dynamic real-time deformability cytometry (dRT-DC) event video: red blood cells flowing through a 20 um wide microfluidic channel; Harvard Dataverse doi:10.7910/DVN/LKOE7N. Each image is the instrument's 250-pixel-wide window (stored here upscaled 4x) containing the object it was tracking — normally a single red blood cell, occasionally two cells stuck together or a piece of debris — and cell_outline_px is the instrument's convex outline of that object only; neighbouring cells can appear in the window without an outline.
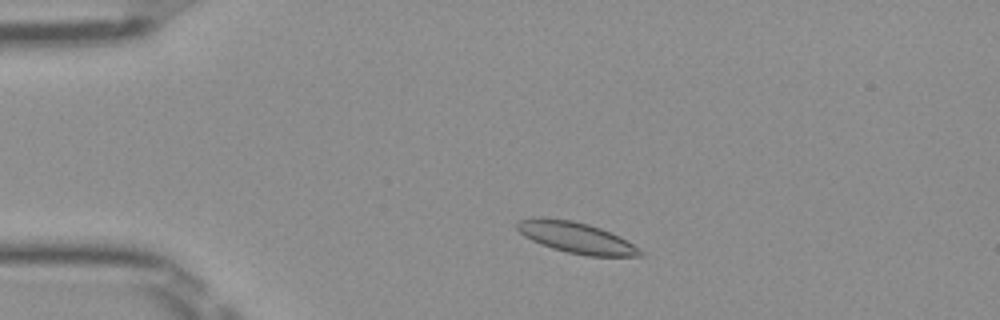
{"species": "Egyptian fruit bat (a non-hibernating species)", "species_latin": "Rousettus aegyptiacus", "temperature_condition": "room temperature", "stored_images_in_passage": 47, "camera_frame_rate_fps": 3000, "um_per_image_px": 0.085, "frame": {"image": 1, "passage_image": 7, "time_ms": 2.0, "image_size_px": [1000, 320], "cell_outline_px": [[644, 256], [588, 256], [568, 252], [552, 248], [540, 244], [524, 236], [516, 228], [516, 224], [520, 220], [540, 216], [572, 220], [588, 224], [600, 228], [620, 236], [644, 252]], "centroid_in_image_um": [48.96, 20.19], "position_along_channel_um": 36.0, "area_um2": 22.25}}
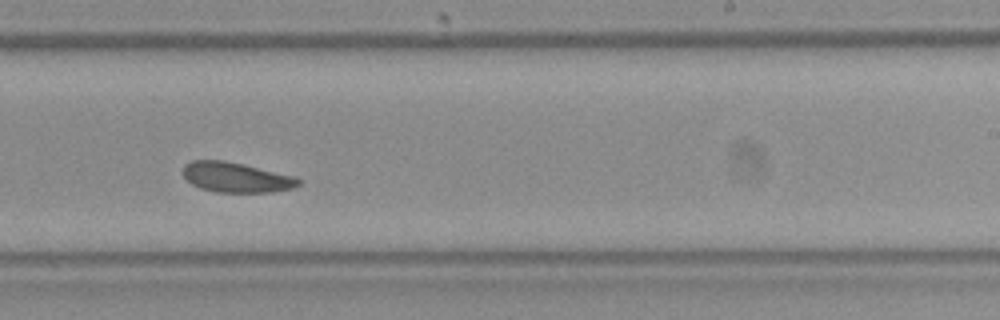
{"frame": {"image": 2, "passage_image": 28, "time_ms": 9.0, "image_size_px": [1000, 320], "cell_outline_px": [[300, 184], [292, 188], [272, 192], [216, 192], [200, 188], [192, 184], [184, 176], [184, 164], [192, 160], [224, 160], [244, 164], [296, 176], [300, 180]], "centroid_in_image_um": [20.09, 15.07], "position_along_channel_um": 268.9, "area_um2": 20.23}}
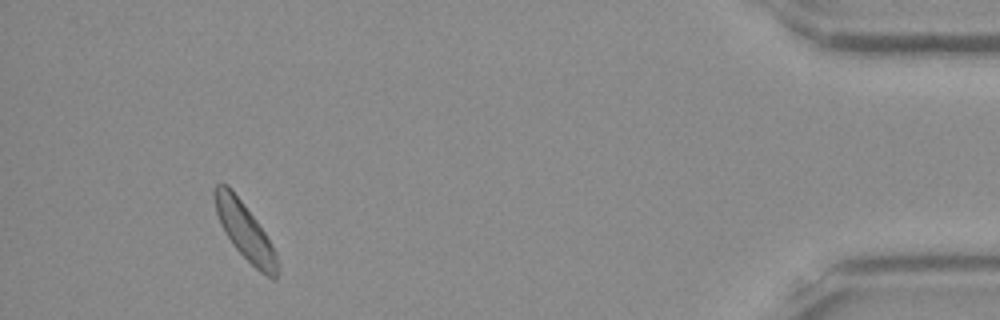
{"frame": {"image": 3, "passage_image": 44, "time_ms": 14.333, "image_size_px": [1000, 320], "cell_outline_px": [[280, 272], [276, 280], [272, 280], [260, 272], [232, 244], [220, 224], [216, 212], [212, 196], [212, 188], [216, 184], [228, 184], [232, 188], [256, 220], [264, 232], [276, 252]], "centroid_in_image_um": [20.81, 19.64], "position_along_channel_um": 414.4, "area_um2": 20.98}, "authors_computed_cell_mechanics": {"area_um2": 20.7502, "velocity_mm_per_s": 3.9314, "shape_relaxation_time_tau1_ms": 2.96, "shape_relaxation_time_tau2_ms": null, "deformation_change_tau1": 0.069, "deformation_change_tau2": null}}